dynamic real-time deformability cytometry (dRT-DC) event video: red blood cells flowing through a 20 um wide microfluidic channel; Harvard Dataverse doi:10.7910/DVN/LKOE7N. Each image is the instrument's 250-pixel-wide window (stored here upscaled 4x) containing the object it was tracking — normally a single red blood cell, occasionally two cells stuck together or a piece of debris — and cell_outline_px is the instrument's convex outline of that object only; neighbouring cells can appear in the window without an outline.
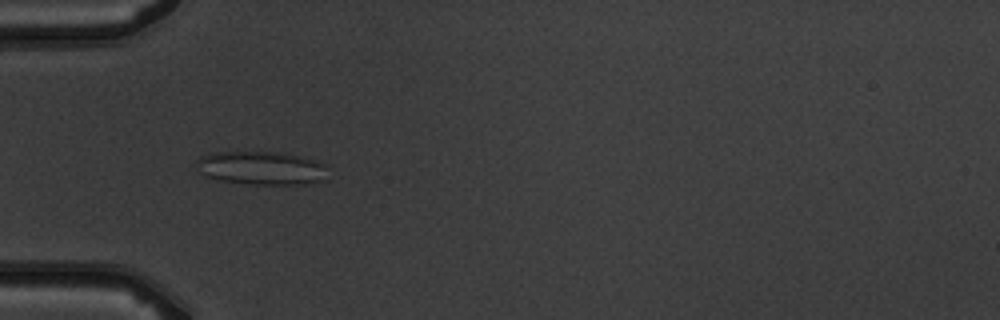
{"species": "common noctule bat (a hibernating species)", "species_latin": "Nyctalus noctula", "temperature_condition": "warm", "stored_images_in_passage": 8, "camera_frame_rate_fps": 3000, "um_per_image_px": 0.085, "animal": {"sex": "male", "body_mass_g": 19.5, "forearm_length_mm": 54.6}, "frame": {"image": 1, "passage_image": 5, "time_ms": 5.333, "image_size_px": [1000, 320], "cell_outline_px": [[328, 180], [312, 184], [252, 184], [220, 180], [196, 172], [196, 160], [200, 156], [212, 152], [276, 152], [300, 156], [316, 160], [328, 164]], "centroid_in_image_um": [22.28, 14.29], "position_along_channel_um": 62.7, "area_um2": 26.18}}
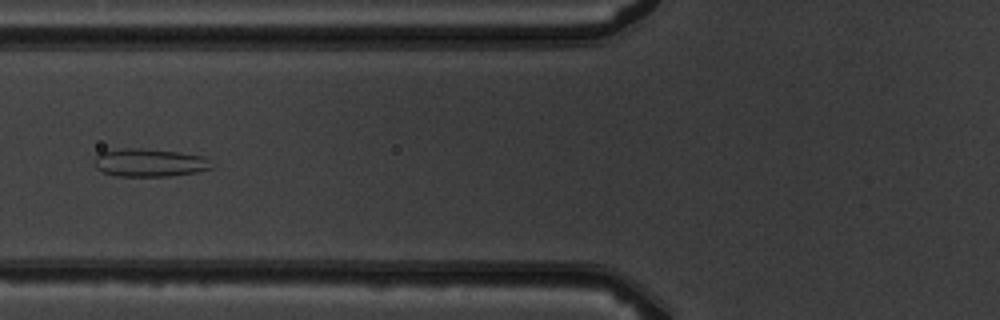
{"frame": {"image": 2, "passage_image": 6, "time_ms": 6.667, "image_size_px": [1000, 320], "cell_outline_px": [[212, 168], [196, 172], [168, 176], [116, 176], [100, 172], [96, 168], [92, 160], [100, 152], [124, 148], [140, 148], [176, 152], [200, 156]], "centroid_in_image_um": [12.56, 13.84], "position_along_channel_um": 113.2, "area_um2": 18.84}}
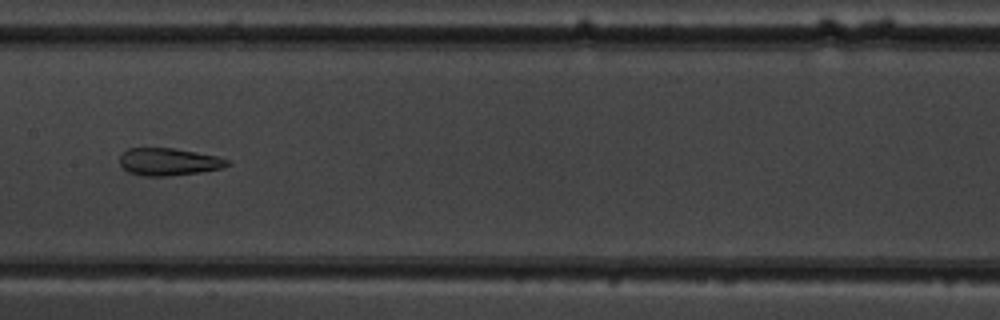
{"frame": {"image": 3, "passage_image": 8, "time_ms": 8.667, "image_size_px": [1000, 320], "cell_outline_px": [[232, 164], [224, 168], [200, 172], [168, 176], [144, 176], [128, 172], [120, 164], [120, 156], [128, 148], [172, 148], [196, 152], [216, 156], [228, 160]], "centroid_in_image_um": [14.36, 13.76], "position_along_channel_um": 193.0, "area_um2": 17.17}}